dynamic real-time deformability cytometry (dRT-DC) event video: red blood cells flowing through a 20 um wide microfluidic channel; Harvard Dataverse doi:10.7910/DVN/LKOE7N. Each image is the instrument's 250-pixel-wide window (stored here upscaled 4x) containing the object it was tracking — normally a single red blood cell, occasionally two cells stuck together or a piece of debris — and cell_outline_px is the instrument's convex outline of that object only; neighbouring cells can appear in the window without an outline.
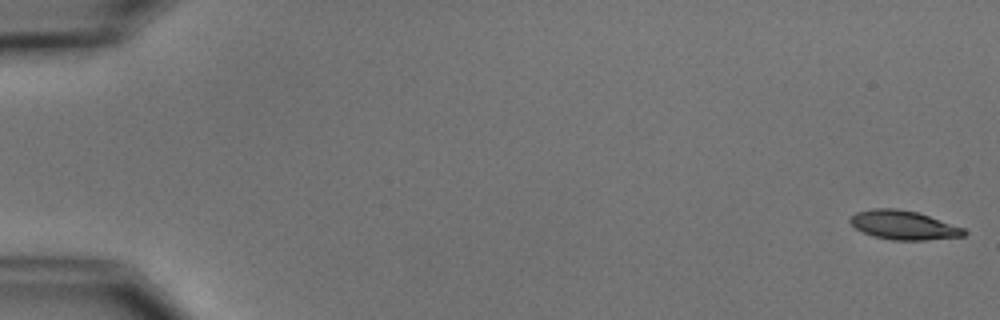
{"species": "common noctule bat (a hibernating species)", "species_latin": "Nyctalus noctula", "temperature_condition": "cold", "stored_images_in_passage": 9, "camera_frame_rate_fps": 3000, "um_per_image_px": 0.085, "animal": {"sex": "male", "body_mass_g": 15.6}, "frame": {"image": 1, "passage_image": 1, "time_ms": 0.0, "image_size_px": [1000, 320], "cell_outline_px": [[968, 232], [964, 236], [928, 240], [892, 240], [872, 236], [856, 228], [848, 220], [856, 212], [872, 208], [896, 208], [916, 212], [964, 228]], "centroid_in_image_um": [76.8, 19.14], "position_along_channel_um": 8.2, "area_um2": 19.13}}
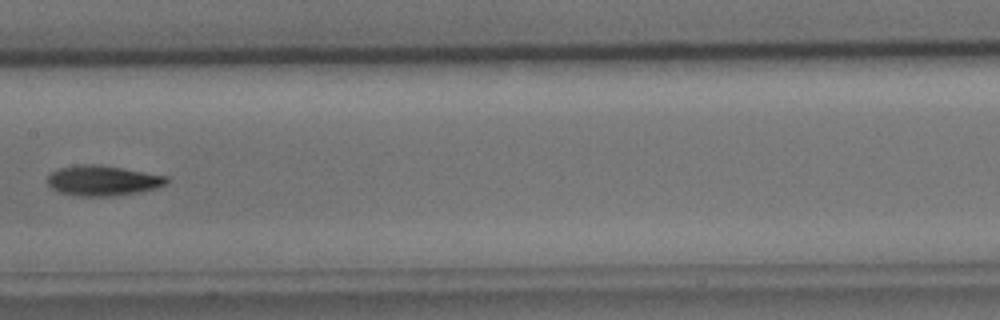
{"frame": {"image": 2, "passage_image": 8, "time_ms": 9.333, "image_size_px": [1000, 320], "cell_outline_px": [[168, 180], [164, 184], [156, 188], [136, 192], [112, 196], [80, 196], [60, 192], [52, 188], [48, 184], [48, 176], [52, 172], [60, 168], [80, 164], [100, 164], [168, 176]], "centroid_in_image_um": [8.73, 15.34], "position_along_channel_um": 198.7, "area_um2": 20.75}}
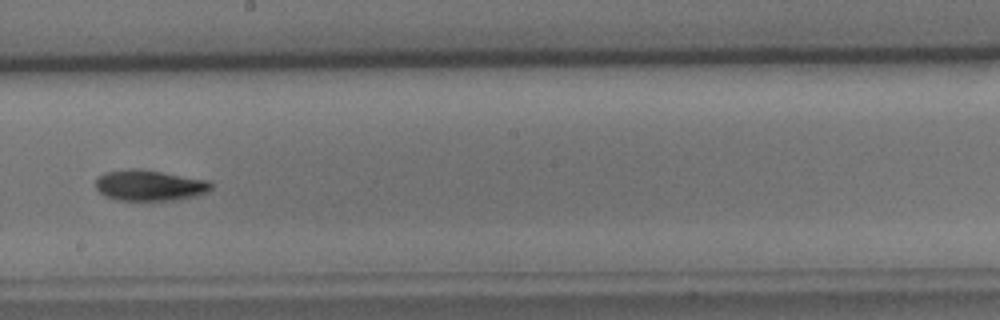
{"frame": {"image": 3, "passage_image": 9, "time_ms": 10.333, "image_size_px": [1000, 320], "cell_outline_px": [[212, 188], [196, 196], [176, 200], [116, 200], [104, 196], [96, 188], [96, 180], [104, 172], [128, 168], [140, 168], [212, 180]], "centroid_in_image_um": [12.72, 15.74], "position_along_channel_um": 235.5, "area_um2": 21.04}}